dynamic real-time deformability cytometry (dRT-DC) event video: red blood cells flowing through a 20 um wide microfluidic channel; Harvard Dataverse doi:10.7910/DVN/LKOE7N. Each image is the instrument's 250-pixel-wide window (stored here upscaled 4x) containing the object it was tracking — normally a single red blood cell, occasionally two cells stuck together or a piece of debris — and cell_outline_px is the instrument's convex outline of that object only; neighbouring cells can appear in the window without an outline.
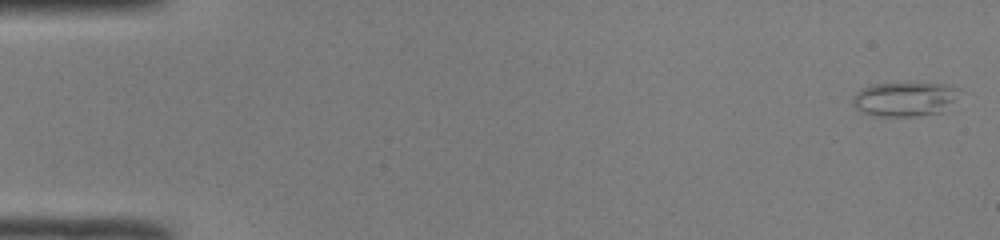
{"species": "common noctule bat (a hibernating species)", "species_latin": "Nyctalus noctula", "temperature_condition": "room temperature", "stored_images_in_passage": 15, "camera_frame_rate_fps": 3000, "um_per_image_px": 0.085, "animal": {"sex": "male", "body_mass_g": 19.0, "forearm_length_mm": 50.8}, "frame": {"image": 1, "passage_image": 1, "time_ms": 0.0, "image_size_px": [1000, 240], "cell_outline_px": [[960, 88], [944, 112], [920, 116], [876, 116], [860, 112], [852, 104], [852, 100], [856, 92], [860, 88], [872, 84], [944, 84]], "centroid_in_image_um": [76.83, 8.44], "position_along_channel_um": 8.2, "area_um2": 21.15}}